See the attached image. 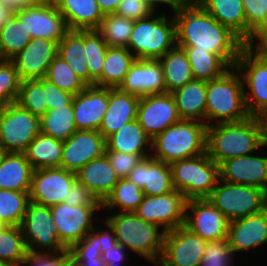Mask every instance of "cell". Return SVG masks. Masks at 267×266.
<instances>
[{"label": "cell", "instance_id": "cell-5", "mask_svg": "<svg viewBox=\"0 0 267 266\" xmlns=\"http://www.w3.org/2000/svg\"><path fill=\"white\" fill-rule=\"evenodd\" d=\"M234 71L232 67L223 76L207 81V126L239 122L249 117L243 81L240 72Z\"/></svg>", "mask_w": 267, "mask_h": 266}, {"label": "cell", "instance_id": "cell-25", "mask_svg": "<svg viewBox=\"0 0 267 266\" xmlns=\"http://www.w3.org/2000/svg\"><path fill=\"white\" fill-rule=\"evenodd\" d=\"M227 240L234 253L267 243V208L250 216L230 221Z\"/></svg>", "mask_w": 267, "mask_h": 266}, {"label": "cell", "instance_id": "cell-36", "mask_svg": "<svg viewBox=\"0 0 267 266\" xmlns=\"http://www.w3.org/2000/svg\"><path fill=\"white\" fill-rule=\"evenodd\" d=\"M63 141L40 133L24 152L33 169L60 167Z\"/></svg>", "mask_w": 267, "mask_h": 266}, {"label": "cell", "instance_id": "cell-63", "mask_svg": "<svg viewBox=\"0 0 267 266\" xmlns=\"http://www.w3.org/2000/svg\"><path fill=\"white\" fill-rule=\"evenodd\" d=\"M5 225V223L0 219V229H2Z\"/></svg>", "mask_w": 267, "mask_h": 266}, {"label": "cell", "instance_id": "cell-24", "mask_svg": "<svg viewBox=\"0 0 267 266\" xmlns=\"http://www.w3.org/2000/svg\"><path fill=\"white\" fill-rule=\"evenodd\" d=\"M126 178L148 196L163 195L175 190L170 164L152 156L142 159Z\"/></svg>", "mask_w": 267, "mask_h": 266}, {"label": "cell", "instance_id": "cell-52", "mask_svg": "<svg viewBox=\"0 0 267 266\" xmlns=\"http://www.w3.org/2000/svg\"><path fill=\"white\" fill-rule=\"evenodd\" d=\"M19 266H72L69 250L58 254L28 253Z\"/></svg>", "mask_w": 267, "mask_h": 266}, {"label": "cell", "instance_id": "cell-30", "mask_svg": "<svg viewBox=\"0 0 267 266\" xmlns=\"http://www.w3.org/2000/svg\"><path fill=\"white\" fill-rule=\"evenodd\" d=\"M69 30L97 29L104 18L96 0H54Z\"/></svg>", "mask_w": 267, "mask_h": 266}, {"label": "cell", "instance_id": "cell-54", "mask_svg": "<svg viewBox=\"0 0 267 266\" xmlns=\"http://www.w3.org/2000/svg\"><path fill=\"white\" fill-rule=\"evenodd\" d=\"M43 89L46 91V102L48 104V109L65 107L70 105L73 101V94L61 90L46 78H43Z\"/></svg>", "mask_w": 267, "mask_h": 266}, {"label": "cell", "instance_id": "cell-49", "mask_svg": "<svg viewBox=\"0 0 267 266\" xmlns=\"http://www.w3.org/2000/svg\"><path fill=\"white\" fill-rule=\"evenodd\" d=\"M247 27L260 39L267 36V0H242Z\"/></svg>", "mask_w": 267, "mask_h": 266}, {"label": "cell", "instance_id": "cell-44", "mask_svg": "<svg viewBox=\"0 0 267 266\" xmlns=\"http://www.w3.org/2000/svg\"><path fill=\"white\" fill-rule=\"evenodd\" d=\"M29 201V192L0 189V219L5 225L20 226Z\"/></svg>", "mask_w": 267, "mask_h": 266}, {"label": "cell", "instance_id": "cell-4", "mask_svg": "<svg viewBox=\"0 0 267 266\" xmlns=\"http://www.w3.org/2000/svg\"><path fill=\"white\" fill-rule=\"evenodd\" d=\"M207 124L180 120L152 139V157L167 164L206 153Z\"/></svg>", "mask_w": 267, "mask_h": 266}, {"label": "cell", "instance_id": "cell-51", "mask_svg": "<svg viewBox=\"0 0 267 266\" xmlns=\"http://www.w3.org/2000/svg\"><path fill=\"white\" fill-rule=\"evenodd\" d=\"M105 155L119 178H126L135 166L143 159L140 155L119 151H105Z\"/></svg>", "mask_w": 267, "mask_h": 266}, {"label": "cell", "instance_id": "cell-33", "mask_svg": "<svg viewBox=\"0 0 267 266\" xmlns=\"http://www.w3.org/2000/svg\"><path fill=\"white\" fill-rule=\"evenodd\" d=\"M135 60L136 58L128 48L108 46L104 58L102 76L95 82V85L119 88Z\"/></svg>", "mask_w": 267, "mask_h": 266}, {"label": "cell", "instance_id": "cell-45", "mask_svg": "<svg viewBox=\"0 0 267 266\" xmlns=\"http://www.w3.org/2000/svg\"><path fill=\"white\" fill-rule=\"evenodd\" d=\"M97 230L94 226L91 232L68 249L72 266H107L102 257L101 246L97 245Z\"/></svg>", "mask_w": 267, "mask_h": 266}, {"label": "cell", "instance_id": "cell-59", "mask_svg": "<svg viewBox=\"0 0 267 266\" xmlns=\"http://www.w3.org/2000/svg\"><path fill=\"white\" fill-rule=\"evenodd\" d=\"M103 15L115 13L121 0H96Z\"/></svg>", "mask_w": 267, "mask_h": 266}, {"label": "cell", "instance_id": "cell-21", "mask_svg": "<svg viewBox=\"0 0 267 266\" xmlns=\"http://www.w3.org/2000/svg\"><path fill=\"white\" fill-rule=\"evenodd\" d=\"M72 102L77 130L98 131L108 109L109 88L88 85Z\"/></svg>", "mask_w": 267, "mask_h": 266}, {"label": "cell", "instance_id": "cell-18", "mask_svg": "<svg viewBox=\"0 0 267 266\" xmlns=\"http://www.w3.org/2000/svg\"><path fill=\"white\" fill-rule=\"evenodd\" d=\"M145 133L152 139L181 119L172 93L144 95L140 97L137 118Z\"/></svg>", "mask_w": 267, "mask_h": 266}, {"label": "cell", "instance_id": "cell-14", "mask_svg": "<svg viewBox=\"0 0 267 266\" xmlns=\"http://www.w3.org/2000/svg\"><path fill=\"white\" fill-rule=\"evenodd\" d=\"M208 241L179 226L165 234L164 250L156 266H200Z\"/></svg>", "mask_w": 267, "mask_h": 266}, {"label": "cell", "instance_id": "cell-29", "mask_svg": "<svg viewBox=\"0 0 267 266\" xmlns=\"http://www.w3.org/2000/svg\"><path fill=\"white\" fill-rule=\"evenodd\" d=\"M181 120L206 124L207 81L193 79L172 92Z\"/></svg>", "mask_w": 267, "mask_h": 266}, {"label": "cell", "instance_id": "cell-20", "mask_svg": "<svg viewBox=\"0 0 267 266\" xmlns=\"http://www.w3.org/2000/svg\"><path fill=\"white\" fill-rule=\"evenodd\" d=\"M106 139L97 130H77L63 141L61 168L77 172L105 154Z\"/></svg>", "mask_w": 267, "mask_h": 266}, {"label": "cell", "instance_id": "cell-2", "mask_svg": "<svg viewBox=\"0 0 267 266\" xmlns=\"http://www.w3.org/2000/svg\"><path fill=\"white\" fill-rule=\"evenodd\" d=\"M267 146V121L249 116L239 122L207 126L206 152L220 165L225 160L250 155Z\"/></svg>", "mask_w": 267, "mask_h": 266}, {"label": "cell", "instance_id": "cell-46", "mask_svg": "<svg viewBox=\"0 0 267 266\" xmlns=\"http://www.w3.org/2000/svg\"><path fill=\"white\" fill-rule=\"evenodd\" d=\"M46 91L43 89V78L25 80L20 84L16 103L41 118L47 113Z\"/></svg>", "mask_w": 267, "mask_h": 266}, {"label": "cell", "instance_id": "cell-48", "mask_svg": "<svg viewBox=\"0 0 267 266\" xmlns=\"http://www.w3.org/2000/svg\"><path fill=\"white\" fill-rule=\"evenodd\" d=\"M20 84L14 63L0 59V107L17 101Z\"/></svg>", "mask_w": 267, "mask_h": 266}, {"label": "cell", "instance_id": "cell-34", "mask_svg": "<svg viewBox=\"0 0 267 266\" xmlns=\"http://www.w3.org/2000/svg\"><path fill=\"white\" fill-rule=\"evenodd\" d=\"M157 60L162 67L166 92L172 93L194 79L191 65L182 47L175 45Z\"/></svg>", "mask_w": 267, "mask_h": 266}, {"label": "cell", "instance_id": "cell-8", "mask_svg": "<svg viewBox=\"0 0 267 266\" xmlns=\"http://www.w3.org/2000/svg\"><path fill=\"white\" fill-rule=\"evenodd\" d=\"M174 189L186 200L208 198L220 179L219 165L206 153L170 164Z\"/></svg>", "mask_w": 267, "mask_h": 266}, {"label": "cell", "instance_id": "cell-43", "mask_svg": "<svg viewBox=\"0 0 267 266\" xmlns=\"http://www.w3.org/2000/svg\"><path fill=\"white\" fill-rule=\"evenodd\" d=\"M84 48V56L89 68V85H95V82L102 76L108 46L96 29H90L84 30Z\"/></svg>", "mask_w": 267, "mask_h": 266}, {"label": "cell", "instance_id": "cell-17", "mask_svg": "<svg viewBox=\"0 0 267 266\" xmlns=\"http://www.w3.org/2000/svg\"><path fill=\"white\" fill-rule=\"evenodd\" d=\"M229 223L208 198L186 201L184 226L204 240L227 239Z\"/></svg>", "mask_w": 267, "mask_h": 266}, {"label": "cell", "instance_id": "cell-22", "mask_svg": "<svg viewBox=\"0 0 267 266\" xmlns=\"http://www.w3.org/2000/svg\"><path fill=\"white\" fill-rule=\"evenodd\" d=\"M220 180L255 186L267 192V156L246 155L225 160L219 165Z\"/></svg>", "mask_w": 267, "mask_h": 266}, {"label": "cell", "instance_id": "cell-42", "mask_svg": "<svg viewBox=\"0 0 267 266\" xmlns=\"http://www.w3.org/2000/svg\"><path fill=\"white\" fill-rule=\"evenodd\" d=\"M134 20L124 18L115 13L104 15L96 29L109 47H128L133 30Z\"/></svg>", "mask_w": 267, "mask_h": 266}, {"label": "cell", "instance_id": "cell-38", "mask_svg": "<svg viewBox=\"0 0 267 266\" xmlns=\"http://www.w3.org/2000/svg\"><path fill=\"white\" fill-rule=\"evenodd\" d=\"M31 40L30 32L13 13L0 28V59L11 60Z\"/></svg>", "mask_w": 267, "mask_h": 266}, {"label": "cell", "instance_id": "cell-65", "mask_svg": "<svg viewBox=\"0 0 267 266\" xmlns=\"http://www.w3.org/2000/svg\"><path fill=\"white\" fill-rule=\"evenodd\" d=\"M188 2H196L197 0H186Z\"/></svg>", "mask_w": 267, "mask_h": 266}, {"label": "cell", "instance_id": "cell-28", "mask_svg": "<svg viewBox=\"0 0 267 266\" xmlns=\"http://www.w3.org/2000/svg\"><path fill=\"white\" fill-rule=\"evenodd\" d=\"M76 175L77 180L101 203L113 191L119 180L105 154L88 162L76 172Z\"/></svg>", "mask_w": 267, "mask_h": 266}, {"label": "cell", "instance_id": "cell-9", "mask_svg": "<svg viewBox=\"0 0 267 266\" xmlns=\"http://www.w3.org/2000/svg\"><path fill=\"white\" fill-rule=\"evenodd\" d=\"M208 200L233 221L267 208V192L255 186L229 183L219 179Z\"/></svg>", "mask_w": 267, "mask_h": 266}, {"label": "cell", "instance_id": "cell-57", "mask_svg": "<svg viewBox=\"0 0 267 266\" xmlns=\"http://www.w3.org/2000/svg\"><path fill=\"white\" fill-rule=\"evenodd\" d=\"M106 229L104 231H97V245L101 246V253L103 254L107 249L113 248V246L117 243L114 230L108 225L106 222Z\"/></svg>", "mask_w": 267, "mask_h": 266}, {"label": "cell", "instance_id": "cell-6", "mask_svg": "<svg viewBox=\"0 0 267 266\" xmlns=\"http://www.w3.org/2000/svg\"><path fill=\"white\" fill-rule=\"evenodd\" d=\"M234 68L243 81L249 116L267 119V54L257 44L245 45Z\"/></svg>", "mask_w": 267, "mask_h": 266}, {"label": "cell", "instance_id": "cell-7", "mask_svg": "<svg viewBox=\"0 0 267 266\" xmlns=\"http://www.w3.org/2000/svg\"><path fill=\"white\" fill-rule=\"evenodd\" d=\"M154 15V16H153ZM176 45L175 21L165 13L136 20L128 49L136 59H159Z\"/></svg>", "mask_w": 267, "mask_h": 266}, {"label": "cell", "instance_id": "cell-62", "mask_svg": "<svg viewBox=\"0 0 267 266\" xmlns=\"http://www.w3.org/2000/svg\"><path fill=\"white\" fill-rule=\"evenodd\" d=\"M256 44L267 54V36Z\"/></svg>", "mask_w": 267, "mask_h": 266}, {"label": "cell", "instance_id": "cell-23", "mask_svg": "<svg viewBox=\"0 0 267 266\" xmlns=\"http://www.w3.org/2000/svg\"><path fill=\"white\" fill-rule=\"evenodd\" d=\"M119 88L139 97L165 93L166 86L160 62L155 59H136Z\"/></svg>", "mask_w": 267, "mask_h": 266}, {"label": "cell", "instance_id": "cell-11", "mask_svg": "<svg viewBox=\"0 0 267 266\" xmlns=\"http://www.w3.org/2000/svg\"><path fill=\"white\" fill-rule=\"evenodd\" d=\"M20 227L29 253L58 254L67 250L58 240L50 207L29 201Z\"/></svg>", "mask_w": 267, "mask_h": 266}, {"label": "cell", "instance_id": "cell-60", "mask_svg": "<svg viewBox=\"0 0 267 266\" xmlns=\"http://www.w3.org/2000/svg\"><path fill=\"white\" fill-rule=\"evenodd\" d=\"M13 9L23 6L41 5L52 0H4Z\"/></svg>", "mask_w": 267, "mask_h": 266}, {"label": "cell", "instance_id": "cell-19", "mask_svg": "<svg viewBox=\"0 0 267 266\" xmlns=\"http://www.w3.org/2000/svg\"><path fill=\"white\" fill-rule=\"evenodd\" d=\"M58 53V43L44 38L32 39L11 61L19 79L34 80L45 78L50 64Z\"/></svg>", "mask_w": 267, "mask_h": 266}, {"label": "cell", "instance_id": "cell-37", "mask_svg": "<svg viewBox=\"0 0 267 266\" xmlns=\"http://www.w3.org/2000/svg\"><path fill=\"white\" fill-rule=\"evenodd\" d=\"M182 47L192 68L194 79L213 80L223 76L231 67L219 56L208 50L192 46Z\"/></svg>", "mask_w": 267, "mask_h": 266}, {"label": "cell", "instance_id": "cell-3", "mask_svg": "<svg viewBox=\"0 0 267 266\" xmlns=\"http://www.w3.org/2000/svg\"><path fill=\"white\" fill-rule=\"evenodd\" d=\"M104 222L114 230L117 243L125 249L155 262V265L159 263L166 234L161 227L142 220L134 212H114Z\"/></svg>", "mask_w": 267, "mask_h": 266}, {"label": "cell", "instance_id": "cell-27", "mask_svg": "<svg viewBox=\"0 0 267 266\" xmlns=\"http://www.w3.org/2000/svg\"><path fill=\"white\" fill-rule=\"evenodd\" d=\"M140 97L122 91L120 88H109V104L104 114L99 132L107 139L123 125L137 118Z\"/></svg>", "mask_w": 267, "mask_h": 266}, {"label": "cell", "instance_id": "cell-58", "mask_svg": "<svg viewBox=\"0 0 267 266\" xmlns=\"http://www.w3.org/2000/svg\"><path fill=\"white\" fill-rule=\"evenodd\" d=\"M150 10L155 13L157 5L162 3V5L166 4L172 9L173 13L186 1V0H142ZM156 5V6H155Z\"/></svg>", "mask_w": 267, "mask_h": 266}, {"label": "cell", "instance_id": "cell-1", "mask_svg": "<svg viewBox=\"0 0 267 266\" xmlns=\"http://www.w3.org/2000/svg\"><path fill=\"white\" fill-rule=\"evenodd\" d=\"M177 46H192L219 55L231 68L246 45L196 2L185 1L174 13Z\"/></svg>", "mask_w": 267, "mask_h": 266}, {"label": "cell", "instance_id": "cell-31", "mask_svg": "<svg viewBox=\"0 0 267 266\" xmlns=\"http://www.w3.org/2000/svg\"><path fill=\"white\" fill-rule=\"evenodd\" d=\"M33 167L24 153L2 152L0 156V189L29 192Z\"/></svg>", "mask_w": 267, "mask_h": 266}, {"label": "cell", "instance_id": "cell-64", "mask_svg": "<svg viewBox=\"0 0 267 266\" xmlns=\"http://www.w3.org/2000/svg\"><path fill=\"white\" fill-rule=\"evenodd\" d=\"M0 266H8V265L5 264L2 260H0Z\"/></svg>", "mask_w": 267, "mask_h": 266}, {"label": "cell", "instance_id": "cell-26", "mask_svg": "<svg viewBox=\"0 0 267 266\" xmlns=\"http://www.w3.org/2000/svg\"><path fill=\"white\" fill-rule=\"evenodd\" d=\"M196 3L222 25L228 27L246 45L260 41L247 27L242 0H197Z\"/></svg>", "mask_w": 267, "mask_h": 266}, {"label": "cell", "instance_id": "cell-55", "mask_svg": "<svg viewBox=\"0 0 267 266\" xmlns=\"http://www.w3.org/2000/svg\"><path fill=\"white\" fill-rule=\"evenodd\" d=\"M64 203L71 206L82 205H102V203L94 196L82 183L78 180L73 184L68 192Z\"/></svg>", "mask_w": 267, "mask_h": 266}, {"label": "cell", "instance_id": "cell-16", "mask_svg": "<svg viewBox=\"0 0 267 266\" xmlns=\"http://www.w3.org/2000/svg\"><path fill=\"white\" fill-rule=\"evenodd\" d=\"M76 181L75 172L61 167L36 169L32 175L29 199L47 207L63 203Z\"/></svg>", "mask_w": 267, "mask_h": 266}, {"label": "cell", "instance_id": "cell-39", "mask_svg": "<svg viewBox=\"0 0 267 266\" xmlns=\"http://www.w3.org/2000/svg\"><path fill=\"white\" fill-rule=\"evenodd\" d=\"M41 133L65 141L76 131L73 102L65 107L48 109L40 118Z\"/></svg>", "mask_w": 267, "mask_h": 266}, {"label": "cell", "instance_id": "cell-32", "mask_svg": "<svg viewBox=\"0 0 267 266\" xmlns=\"http://www.w3.org/2000/svg\"><path fill=\"white\" fill-rule=\"evenodd\" d=\"M152 149V138L149 137L137 120L123 125L117 132L106 139L105 151H119L140 155L143 159L151 156L146 146ZM148 152V153H147Z\"/></svg>", "mask_w": 267, "mask_h": 266}, {"label": "cell", "instance_id": "cell-35", "mask_svg": "<svg viewBox=\"0 0 267 266\" xmlns=\"http://www.w3.org/2000/svg\"><path fill=\"white\" fill-rule=\"evenodd\" d=\"M74 73L89 85V68L85 60L84 30H69L58 42V53Z\"/></svg>", "mask_w": 267, "mask_h": 266}, {"label": "cell", "instance_id": "cell-50", "mask_svg": "<svg viewBox=\"0 0 267 266\" xmlns=\"http://www.w3.org/2000/svg\"><path fill=\"white\" fill-rule=\"evenodd\" d=\"M233 254L227 239L208 241L200 266H233Z\"/></svg>", "mask_w": 267, "mask_h": 266}, {"label": "cell", "instance_id": "cell-40", "mask_svg": "<svg viewBox=\"0 0 267 266\" xmlns=\"http://www.w3.org/2000/svg\"><path fill=\"white\" fill-rule=\"evenodd\" d=\"M145 194L127 178H119L113 191L102 202V209L113 211L118 208L120 212H134L143 201Z\"/></svg>", "mask_w": 267, "mask_h": 266}, {"label": "cell", "instance_id": "cell-61", "mask_svg": "<svg viewBox=\"0 0 267 266\" xmlns=\"http://www.w3.org/2000/svg\"><path fill=\"white\" fill-rule=\"evenodd\" d=\"M14 9L5 1H0V28L13 14Z\"/></svg>", "mask_w": 267, "mask_h": 266}, {"label": "cell", "instance_id": "cell-12", "mask_svg": "<svg viewBox=\"0 0 267 266\" xmlns=\"http://www.w3.org/2000/svg\"><path fill=\"white\" fill-rule=\"evenodd\" d=\"M99 210H102V205L71 206L64 202L50 207L58 240L66 249L93 230V216Z\"/></svg>", "mask_w": 267, "mask_h": 266}, {"label": "cell", "instance_id": "cell-15", "mask_svg": "<svg viewBox=\"0 0 267 266\" xmlns=\"http://www.w3.org/2000/svg\"><path fill=\"white\" fill-rule=\"evenodd\" d=\"M13 13L22 21L32 39L44 38L58 43L69 31L64 16L53 1L18 7Z\"/></svg>", "mask_w": 267, "mask_h": 266}, {"label": "cell", "instance_id": "cell-10", "mask_svg": "<svg viewBox=\"0 0 267 266\" xmlns=\"http://www.w3.org/2000/svg\"><path fill=\"white\" fill-rule=\"evenodd\" d=\"M41 133L40 118L23 109L18 103L0 107V150L24 153Z\"/></svg>", "mask_w": 267, "mask_h": 266}, {"label": "cell", "instance_id": "cell-41", "mask_svg": "<svg viewBox=\"0 0 267 266\" xmlns=\"http://www.w3.org/2000/svg\"><path fill=\"white\" fill-rule=\"evenodd\" d=\"M28 253L20 226L6 225L0 229V260L8 266H19Z\"/></svg>", "mask_w": 267, "mask_h": 266}, {"label": "cell", "instance_id": "cell-47", "mask_svg": "<svg viewBox=\"0 0 267 266\" xmlns=\"http://www.w3.org/2000/svg\"><path fill=\"white\" fill-rule=\"evenodd\" d=\"M45 78L61 90L73 95L80 93L87 87L82 79L74 73L68 63L58 55L50 64Z\"/></svg>", "mask_w": 267, "mask_h": 266}, {"label": "cell", "instance_id": "cell-53", "mask_svg": "<svg viewBox=\"0 0 267 266\" xmlns=\"http://www.w3.org/2000/svg\"><path fill=\"white\" fill-rule=\"evenodd\" d=\"M115 14L131 20H140L153 14L142 0H121Z\"/></svg>", "mask_w": 267, "mask_h": 266}, {"label": "cell", "instance_id": "cell-13", "mask_svg": "<svg viewBox=\"0 0 267 266\" xmlns=\"http://www.w3.org/2000/svg\"><path fill=\"white\" fill-rule=\"evenodd\" d=\"M186 201L176 189L163 195H145L134 213L167 232L185 224Z\"/></svg>", "mask_w": 267, "mask_h": 266}, {"label": "cell", "instance_id": "cell-56", "mask_svg": "<svg viewBox=\"0 0 267 266\" xmlns=\"http://www.w3.org/2000/svg\"><path fill=\"white\" fill-rule=\"evenodd\" d=\"M126 249L116 243L113 248L107 249L103 254V260L107 264V266H120L124 260H127Z\"/></svg>", "mask_w": 267, "mask_h": 266}]
</instances>
